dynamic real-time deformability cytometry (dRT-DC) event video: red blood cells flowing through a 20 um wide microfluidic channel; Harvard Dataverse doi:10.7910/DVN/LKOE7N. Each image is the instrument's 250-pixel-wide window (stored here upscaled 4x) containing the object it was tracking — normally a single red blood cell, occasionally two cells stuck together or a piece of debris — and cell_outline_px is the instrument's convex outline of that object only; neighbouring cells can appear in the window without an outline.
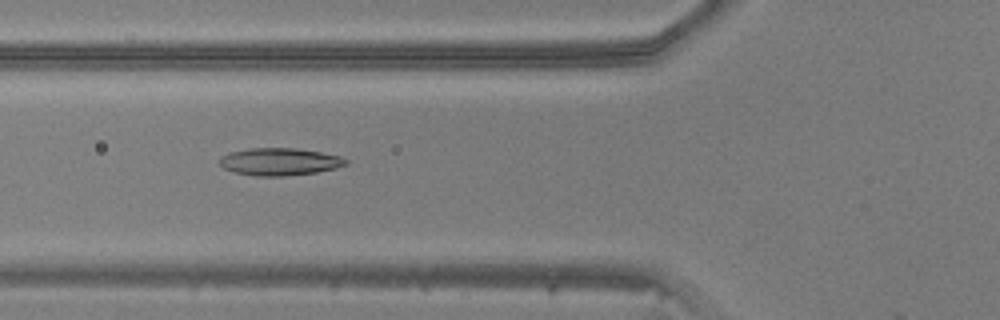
{"species": "common noctule bat (a hibernating species)", "species_latin": "Nyctalus noctula", "temperature_condition": "warm", "stored_images_in_passage": 40, "camera_frame_rate_fps": 3000, "um_per_image_px": 0.085, "animal": {"sex": "male", "body_mass_g": 20.5, "forearm_length_mm": 52.5}, "frame": {"image": 1, "passage_image": 10, "time_ms": 3.0, "image_size_px": [1000, 320], "cell_outline_px": [[348, 164], [336, 168], [316, 172], [284, 176], [256, 176], [236, 172], [224, 168], [220, 164], [220, 156], [232, 152], [252, 148], [296, 148], [320, 152], [340, 156], [348, 160]], "centroid_in_image_um": [23.79, 13.74], "position_along_channel_um": 102.0, "area_um2": 20.0}}
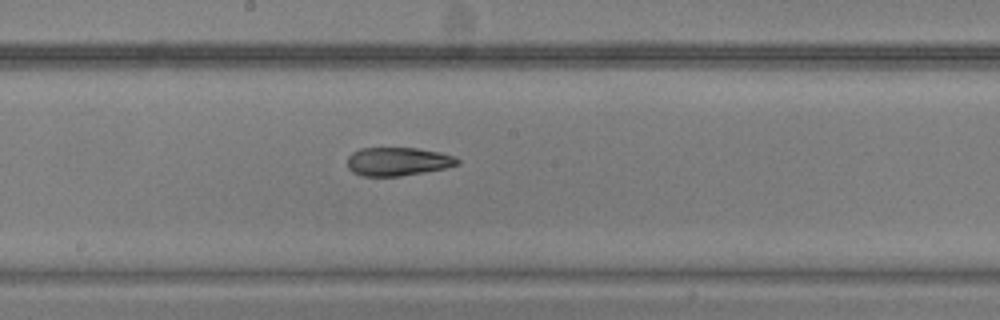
{"frame": {"image": 2, "passage_image": 18, "time_ms": 5.667, "image_size_px": [1000, 320], "cell_outline_px": [[460, 164], [444, 168], [424, 172], [400, 176], [360, 176], [352, 172], [348, 168], [348, 156], [352, 152], [360, 148], [416, 148], [440, 152], [456, 156], [460, 160]], "centroid_in_image_um": [33.82, 13.73], "position_along_channel_um": 214.4, "area_um2": 18.38}}
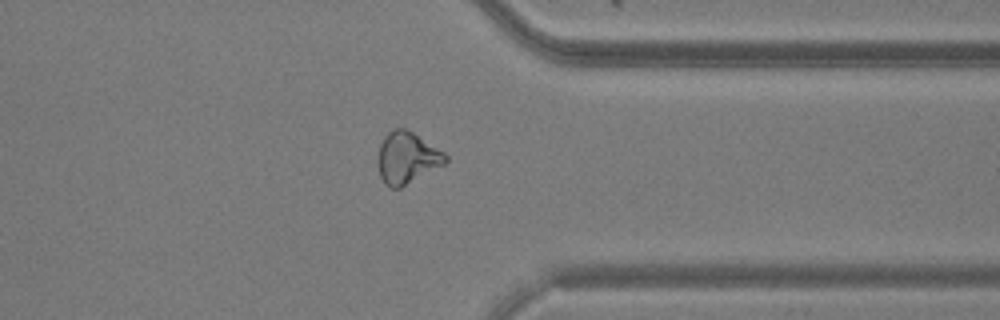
{"frame": {"image": 3, "passage_image": 30, "time_ms": 9.667, "image_size_px": [1000, 320], "cell_outline_px": [[448, 160], [444, 164], [400, 188], [392, 188], [384, 184], [380, 176], [376, 164], [376, 160], [380, 144], [384, 136], [392, 128], [404, 128], [412, 132], [444, 152], [448, 156]], "centroid_in_image_um": [34.55, 13.42], "position_along_channel_um": 376.9, "area_um2": 20.4}}